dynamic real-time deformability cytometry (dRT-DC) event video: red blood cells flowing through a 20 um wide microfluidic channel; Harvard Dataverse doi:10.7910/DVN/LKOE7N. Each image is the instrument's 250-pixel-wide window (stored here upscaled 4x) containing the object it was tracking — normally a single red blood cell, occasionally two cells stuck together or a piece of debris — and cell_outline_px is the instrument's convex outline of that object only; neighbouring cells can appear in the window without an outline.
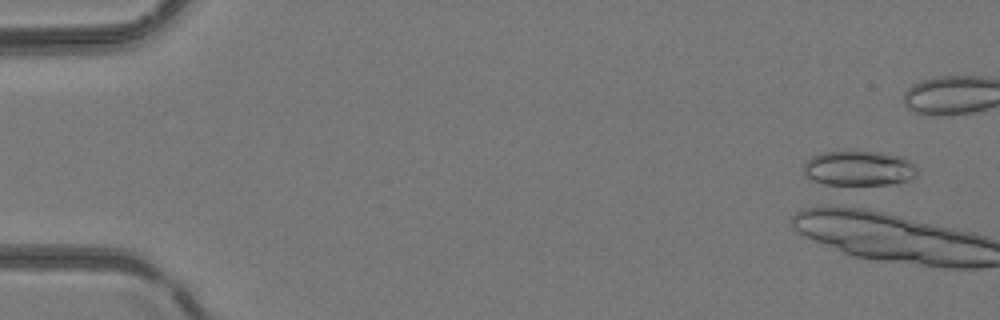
{"species": "common noctule bat (a hibernating species)", "species_latin": "Nyctalus noctula", "temperature_condition": "room temperature", "stored_images_in_passage": 3, "camera_frame_rate_fps": 3000, "um_per_image_px": 0.085, "animal": {"sex": "female", "body_mass_g": 24.6, "forearm_length_mm": 56.2}, "frame": {"image": 1, "passage_image": 3, "time_ms": 0.667, "image_size_px": [1000, 320], "cell_outline_px": [[916, 176], [908, 180], [896, 184], [824, 184], [812, 180], [804, 172], [804, 164], [812, 156], [820, 152], [880, 152], [900, 156], [908, 160], [916, 168]], "centroid_in_image_um": [73.0, 14.31], "position_along_channel_um": 12.0, "area_um2": 22.83}}